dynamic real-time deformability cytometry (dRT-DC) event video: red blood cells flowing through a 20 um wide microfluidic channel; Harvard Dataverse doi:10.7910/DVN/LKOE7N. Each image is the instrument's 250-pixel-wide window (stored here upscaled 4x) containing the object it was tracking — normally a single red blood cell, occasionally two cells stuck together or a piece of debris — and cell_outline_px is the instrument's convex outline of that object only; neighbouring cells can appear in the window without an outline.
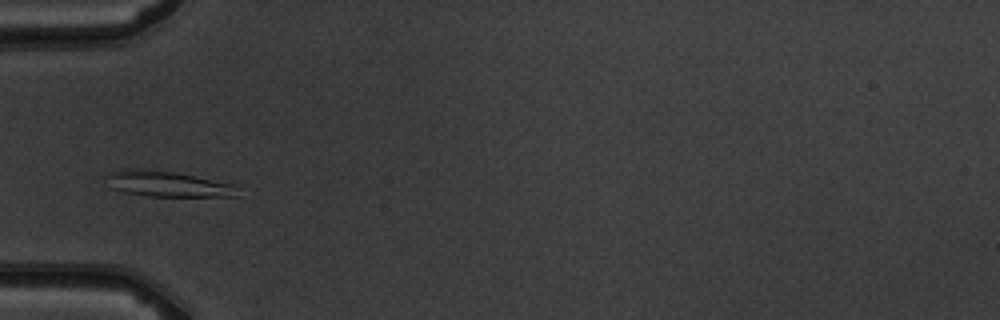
{"species": "common noctule bat (a hibernating species)", "species_latin": "Nyctalus noctula", "temperature_condition": "warm", "stored_images_in_passage": 6, "camera_frame_rate_fps": 3000, "um_per_image_px": 0.085, "animal": {"sex": "male", "body_mass_g": 19.5, "forearm_length_mm": 54.6}, "frame": {"image": 1, "passage_image": 3, "time_ms": 2.333, "image_size_px": [1000, 320], "cell_outline_px": [[240, 196], [148, 196], [124, 192], [112, 188], [108, 176], [108, 172], [120, 168], [140, 168], [172, 172], [232, 184]], "centroid_in_image_um": [14.17, 15.63], "position_along_channel_um": 70.8, "area_um2": 19.19}}
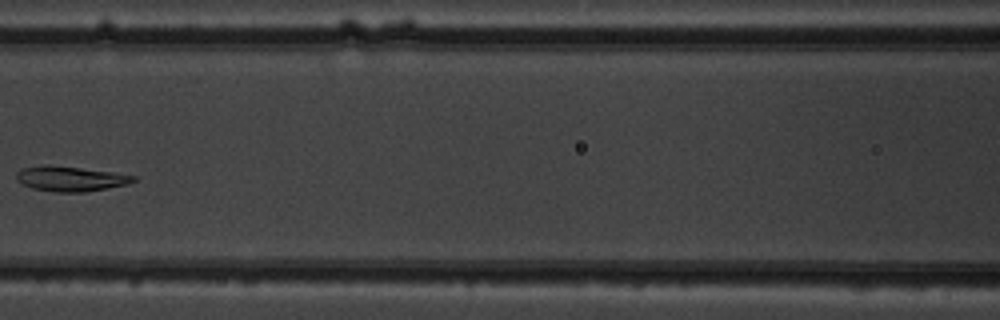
{"frame": {"image": 2, "passage_image": 5, "time_ms": 4.667, "image_size_px": [1000, 320], "cell_outline_px": [[136, 180], [128, 184], [108, 188], [84, 192], [56, 192], [32, 188], [20, 184], [16, 180], [16, 172], [20, 168], [44, 164], [48, 164], [112, 172], [136, 176]], "centroid_in_image_um": [5.93, 15.18], "position_along_channel_um": 160.7, "area_um2": 17.22}}
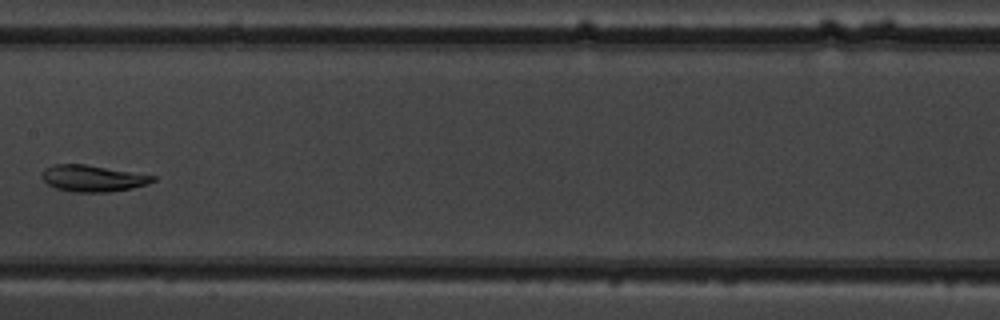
{"frame": {"image": 3, "passage_image": 6, "time_ms": 5.667, "image_size_px": [1000, 320], "cell_outline_px": [[156, 180], [148, 184], [108, 192], [72, 192], [56, 188], [48, 184], [40, 176], [44, 168], [52, 164], [84, 164], [156, 176]], "centroid_in_image_um": [7.84, 15.15], "position_along_channel_um": 199.6, "area_um2": 16.99}}